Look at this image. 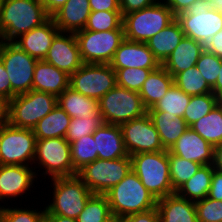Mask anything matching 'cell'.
<instances>
[{"label": "cell", "instance_id": "6da1fadb", "mask_svg": "<svg viewBox=\"0 0 222 222\" xmlns=\"http://www.w3.org/2000/svg\"><path fill=\"white\" fill-rule=\"evenodd\" d=\"M50 17L41 0H1L0 39L13 42Z\"/></svg>", "mask_w": 222, "mask_h": 222}, {"label": "cell", "instance_id": "7a4b0ae2", "mask_svg": "<svg viewBox=\"0 0 222 222\" xmlns=\"http://www.w3.org/2000/svg\"><path fill=\"white\" fill-rule=\"evenodd\" d=\"M105 195L115 217L146 212L157 206V199L145 188L133 170Z\"/></svg>", "mask_w": 222, "mask_h": 222}, {"label": "cell", "instance_id": "3957f363", "mask_svg": "<svg viewBox=\"0 0 222 222\" xmlns=\"http://www.w3.org/2000/svg\"><path fill=\"white\" fill-rule=\"evenodd\" d=\"M132 170L158 200L175 194L170 181L168 150L131 155Z\"/></svg>", "mask_w": 222, "mask_h": 222}, {"label": "cell", "instance_id": "277c9868", "mask_svg": "<svg viewBox=\"0 0 222 222\" xmlns=\"http://www.w3.org/2000/svg\"><path fill=\"white\" fill-rule=\"evenodd\" d=\"M175 19L176 16L167 4L158 0L153 5L123 16L125 39L146 43Z\"/></svg>", "mask_w": 222, "mask_h": 222}, {"label": "cell", "instance_id": "5b68a950", "mask_svg": "<svg viewBox=\"0 0 222 222\" xmlns=\"http://www.w3.org/2000/svg\"><path fill=\"white\" fill-rule=\"evenodd\" d=\"M53 198L44 206L46 215H61L77 219L92 191L77 176L52 178Z\"/></svg>", "mask_w": 222, "mask_h": 222}, {"label": "cell", "instance_id": "8992f818", "mask_svg": "<svg viewBox=\"0 0 222 222\" xmlns=\"http://www.w3.org/2000/svg\"><path fill=\"white\" fill-rule=\"evenodd\" d=\"M57 105V97L50 93L31 90L18 94L9 101L8 123L33 129Z\"/></svg>", "mask_w": 222, "mask_h": 222}, {"label": "cell", "instance_id": "52a82bcc", "mask_svg": "<svg viewBox=\"0 0 222 222\" xmlns=\"http://www.w3.org/2000/svg\"><path fill=\"white\" fill-rule=\"evenodd\" d=\"M186 37L204 46L222 30V12L213 9L208 0H196L190 7L176 16Z\"/></svg>", "mask_w": 222, "mask_h": 222}, {"label": "cell", "instance_id": "ba28073f", "mask_svg": "<svg viewBox=\"0 0 222 222\" xmlns=\"http://www.w3.org/2000/svg\"><path fill=\"white\" fill-rule=\"evenodd\" d=\"M132 170L131 157L96 159L77 172V176L93 194H105Z\"/></svg>", "mask_w": 222, "mask_h": 222}, {"label": "cell", "instance_id": "9c48e42d", "mask_svg": "<svg viewBox=\"0 0 222 222\" xmlns=\"http://www.w3.org/2000/svg\"><path fill=\"white\" fill-rule=\"evenodd\" d=\"M104 123L121 125L147 113L139 92L115 86L107 92L100 100Z\"/></svg>", "mask_w": 222, "mask_h": 222}, {"label": "cell", "instance_id": "30bf717a", "mask_svg": "<svg viewBox=\"0 0 222 222\" xmlns=\"http://www.w3.org/2000/svg\"><path fill=\"white\" fill-rule=\"evenodd\" d=\"M33 163H38L43 176L51 179L77 175L71 161L70 143L65 138L37 139Z\"/></svg>", "mask_w": 222, "mask_h": 222}, {"label": "cell", "instance_id": "8fae6325", "mask_svg": "<svg viewBox=\"0 0 222 222\" xmlns=\"http://www.w3.org/2000/svg\"><path fill=\"white\" fill-rule=\"evenodd\" d=\"M36 140L33 129L15 127L9 123L2 126L0 165L31 166L35 157Z\"/></svg>", "mask_w": 222, "mask_h": 222}, {"label": "cell", "instance_id": "7c38bea8", "mask_svg": "<svg viewBox=\"0 0 222 222\" xmlns=\"http://www.w3.org/2000/svg\"><path fill=\"white\" fill-rule=\"evenodd\" d=\"M2 61L12 88V98L33 90V75L38 59L30 56L13 42H0Z\"/></svg>", "mask_w": 222, "mask_h": 222}, {"label": "cell", "instance_id": "4fadbf2b", "mask_svg": "<svg viewBox=\"0 0 222 222\" xmlns=\"http://www.w3.org/2000/svg\"><path fill=\"white\" fill-rule=\"evenodd\" d=\"M75 36L83 62L94 64H109L125 40L124 30L96 32L83 29Z\"/></svg>", "mask_w": 222, "mask_h": 222}, {"label": "cell", "instance_id": "5bb4252c", "mask_svg": "<svg viewBox=\"0 0 222 222\" xmlns=\"http://www.w3.org/2000/svg\"><path fill=\"white\" fill-rule=\"evenodd\" d=\"M116 86V73L109 64L84 63L70 76V88L99 101Z\"/></svg>", "mask_w": 222, "mask_h": 222}, {"label": "cell", "instance_id": "9a60e30c", "mask_svg": "<svg viewBox=\"0 0 222 222\" xmlns=\"http://www.w3.org/2000/svg\"><path fill=\"white\" fill-rule=\"evenodd\" d=\"M129 156L166 150L148 113L120 125Z\"/></svg>", "mask_w": 222, "mask_h": 222}, {"label": "cell", "instance_id": "2e32d148", "mask_svg": "<svg viewBox=\"0 0 222 222\" xmlns=\"http://www.w3.org/2000/svg\"><path fill=\"white\" fill-rule=\"evenodd\" d=\"M44 61L70 76L75 73L84 64L75 33L59 32Z\"/></svg>", "mask_w": 222, "mask_h": 222}, {"label": "cell", "instance_id": "e0dca14e", "mask_svg": "<svg viewBox=\"0 0 222 222\" xmlns=\"http://www.w3.org/2000/svg\"><path fill=\"white\" fill-rule=\"evenodd\" d=\"M35 167L36 165L34 169L27 165H0V201L27 194L34 187L35 178L36 181L38 178Z\"/></svg>", "mask_w": 222, "mask_h": 222}, {"label": "cell", "instance_id": "ac0fdd59", "mask_svg": "<svg viewBox=\"0 0 222 222\" xmlns=\"http://www.w3.org/2000/svg\"><path fill=\"white\" fill-rule=\"evenodd\" d=\"M112 69L141 68L157 69L160 63L144 42L124 40L109 63Z\"/></svg>", "mask_w": 222, "mask_h": 222}, {"label": "cell", "instance_id": "d6986e66", "mask_svg": "<svg viewBox=\"0 0 222 222\" xmlns=\"http://www.w3.org/2000/svg\"><path fill=\"white\" fill-rule=\"evenodd\" d=\"M171 154L199 163L213 164L214 147L190 127L168 150Z\"/></svg>", "mask_w": 222, "mask_h": 222}, {"label": "cell", "instance_id": "ffe728a7", "mask_svg": "<svg viewBox=\"0 0 222 222\" xmlns=\"http://www.w3.org/2000/svg\"><path fill=\"white\" fill-rule=\"evenodd\" d=\"M60 32L52 17L45 23L20 35L13 41L30 56L44 60L55 36Z\"/></svg>", "mask_w": 222, "mask_h": 222}, {"label": "cell", "instance_id": "44dd1931", "mask_svg": "<svg viewBox=\"0 0 222 222\" xmlns=\"http://www.w3.org/2000/svg\"><path fill=\"white\" fill-rule=\"evenodd\" d=\"M90 14L89 0H67L51 17L60 32L76 33L85 28Z\"/></svg>", "mask_w": 222, "mask_h": 222}, {"label": "cell", "instance_id": "7402d4cb", "mask_svg": "<svg viewBox=\"0 0 222 222\" xmlns=\"http://www.w3.org/2000/svg\"><path fill=\"white\" fill-rule=\"evenodd\" d=\"M98 159H119L127 157L120 125L102 123L93 133Z\"/></svg>", "mask_w": 222, "mask_h": 222}, {"label": "cell", "instance_id": "603a6c76", "mask_svg": "<svg viewBox=\"0 0 222 222\" xmlns=\"http://www.w3.org/2000/svg\"><path fill=\"white\" fill-rule=\"evenodd\" d=\"M70 87V75L54 65L38 60L33 75V90L58 97Z\"/></svg>", "mask_w": 222, "mask_h": 222}, {"label": "cell", "instance_id": "cb8c5ba5", "mask_svg": "<svg viewBox=\"0 0 222 222\" xmlns=\"http://www.w3.org/2000/svg\"><path fill=\"white\" fill-rule=\"evenodd\" d=\"M204 50L202 43L184 36L162 66L174 78L178 73L194 67Z\"/></svg>", "mask_w": 222, "mask_h": 222}, {"label": "cell", "instance_id": "d4e9b609", "mask_svg": "<svg viewBox=\"0 0 222 222\" xmlns=\"http://www.w3.org/2000/svg\"><path fill=\"white\" fill-rule=\"evenodd\" d=\"M159 222H198L195 202L176 193L157 200Z\"/></svg>", "mask_w": 222, "mask_h": 222}, {"label": "cell", "instance_id": "484cf974", "mask_svg": "<svg viewBox=\"0 0 222 222\" xmlns=\"http://www.w3.org/2000/svg\"><path fill=\"white\" fill-rule=\"evenodd\" d=\"M57 104L71 118H102L99 101L67 88L57 97Z\"/></svg>", "mask_w": 222, "mask_h": 222}, {"label": "cell", "instance_id": "4316f807", "mask_svg": "<svg viewBox=\"0 0 222 222\" xmlns=\"http://www.w3.org/2000/svg\"><path fill=\"white\" fill-rule=\"evenodd\" d=\"M184 36L180 23L175 19L166 28L151 37L146 44L155 59L162 65Z\"/></svg>", "mask_w": 222, "mask_h": 222}, {"label": "cell", "instance_id": "83f0119b", "mask_svg": "<svg viewBox=\"0 0 222 222\" xmlns=\"http://www.w3.org/2000/svg\"><path fill=\"white\" fill-rule=\"evenodd\" d=\"M174 78L160 65L148 75L139 91L142 103L148 110L163 98L173 85Z\"/></svg>", "mask_w": 222, "mask_h": 222}, {"label": "cell", "instance_id": "f1b7e54d", "mask_svg": "<svg viewBox=\"0 0 222 222\" xmlns=\"http://www.w3.org/2000/svg\"><path fill=\"white\" fill-rule=\"evenodd\" d=\"M160 136L161 143L166 150L178 140L188 128L184 118L170 116L164 111H147Z\"/></svg>", "mask_w": 222, "mask_h": 222}, {"label": "cell", "instance_id": "f546056e", "mask_svg": "<svg viewBox=\"0 0 222 222\" xmlns=\"http://www.w3.org/2000/svg\"><path fill=\"white\" fill-rule=\"evenodd\" d=\"M71 117L57 104L33 128L36 139L65 138Z\"/></svg>", "mask_w": 222, "mask_h": 222}, {"label": "cell", "instance_id": "4dcf8cb0", "mask_svg": "<svg viewBox=\"0 0 222 222\" xmlns=\"http://www.w3.org/2000/svg\"><path fill=\"white\" fill-rule=\"evenodd\" d=\"M213 170L212 164L202 165L188 181L183 183L175 191V193L181 198L194 202L208 197Z\"/></svg>", "mask_w": 222, "mask_h": 222}, {"label": "cell", "instance_id": "1f68e13d", "mask_svg": "<svg viewBox=\"0 0 222 222\" xmlns=\"http://www.w3.org/2000/svg\"><path fill=\"white\" fill-rule=\"evenodd\" d=\"M190 128L213 147L222 144V101L207 115L193 123Z\"/></svg>", "mask_w": 222, "mask_h": 222}, {"label": "cell", "instance_id": "d6a6232c", "mask_svg": "<svg viewBox=\"0 0 222 222\" xmlns=\"http://www.w3.org/2000/svg\"><path fill=\"white\" fill-rule=\"evenodd\" d=\"M190 98V95L183 92L173 83L166 95L147 111H164L168 112L170 116L175 115L183 118L185 108L188 106Z\"/></svg>", "mask_w": 222, "mask_h": 222}, {"label": "cell", "instance_id": "836d02e7", "mask_svg": "<svg viewBox=\"0 0 222 222\" xmlns=\"http://www.w3.org/2000/svg\"><path fill=\"white\" fill-rule=\"evenodd\" d=\"M71 161L74 170L78 172L85 165L98 159L93 134L83 136L70 143Z\"/></svg>", "mask_w": 222, "mask_h": 222}, {"label": "cell", "instance_id": "e575fe53", "mask_svg": "<svg viewBox=\"0 0 222 222\" xmlns=\"http://www.w3.org/2000/svg\"><path fill=\"white\" fill-rule=\"evenodd\" d=\"M174 84L190 96L213 93L196 66L178 73L174 77Z\"/></svg>", "mask_w": 222, "mask_h": 222}, {"label": "cell", "instance_id": "d590c367", "mask_svg": "<svg viewBox=\"0 0 222 222\" xmlns=\"http://www.w3.org/2000/svg\"><path fill=\"white\" fill-rule=\"evenodd\" d=\"M105 194H93L77 217V222H105L112 217Z\"/></svg>", "mask_w": 222, "mask_h": 222}, {"label": "cell", "instance_id": "8d00e7d4", "mask_svg": "<svg viewBox=\"0 0 222 222\" xmlns=\"http://www.w3.org/2000/svg\"><path fill=\"white\" fill-rule=\"evenodd\" d=\"M170 181L176 191L183 183L188 181L202 166L199 163L181 158L168 151Z\"/></svg>", "mask_w": 222, "mask_h": 222}, {"label": "cell", "instance_id": "74e56055", "mask_svg": "<svg viewBox=\"0 0 222 222\" xmlns=\"http://www.w3.org/2000/svg\"><path fill=\"white\" fill-rule=\"evenodd\" d=\"M221 100L213 93L191 96L183 115L188 127L207 115Z\"/></svg>", "mask_w": 222, "mask_h": 222}, {"label": "cell", "instance_id": "f35d334b", "mask_svg": "<svg viewBox=\"0 0 222 222\" xmlns=\"http://www.w3.org/2000/svg\"><path fill=\"white\" fill-rule=\"evenodd\" d=\"M85 30L103 32L109 30H124L121 12L97 11L91 12Z\"/></svg>", "mask_w": 222, "mask_h": 222}, {"label": "cell", "instance_id": "ab89813d", "mask_svg": "<svg viewBox=\"0 0 222 222\" xmlns=\"http://www.w3.org/2000/svg\"><path fill=\"white\" fill-rule=\"evenodd\" d=\"M116 73V85L139 92L151 71L156 69L124 68L113 69Z\"/></svg>", "mask_w": 222, "mask_h": 222}, {"label": "cell", "instance_id": "60d3db41", "mask_svg": "<svg viewBox=\"0 0 222 222\" xmlns=\"http://www.w3.org/2000/svg\"><path fill=\"white\" fill-rule=\"evenodd\" d=\"M104 123L103 118H71L65 139L71 143L83 136L93 134Z\"/></svg>", "mask_w": 222, "mask_h": 222}, {"label": "cell", "instance_id": "b9f144b4", "mask_svg": "<svg viewBox=\"0 0 222 222\" xmlns=\"http://www.w3.org/2000/svg\"><path fill=\"white\" fill-rule=\"evenodd\" d=\"M221 61L222 58L204 50L196 62V68L211 88L216 84L219 70L221 69Z\"/></svg>", "mask_w": 222, "mask_h": 222}, {"label": "cell", "instance_id": "7bdbcfd3", "mask_svg": "<svg viewBox=\"0 0 222 222\" xmlns=\"http://www.w3.org/2000/svg\"><path fill=\"white\" fill-rule=\"evenodd\" d=\"M1 204V203H0ZM37 210V211H36ZM0 211L4 222H40L45 216V207L40 211L38 209H23L14 207H5V205H0Z\"/></svg>", "mask_w": 222, "mask_h": 222}, {"label": "cell", "instance_id": "ee69618b", "mask_svg": "<svg viewBox=\"0 0 222 222\" xmlns=\"http://www.w3.org/2000/svg\"><path fill=\"white\" fill-rule=\"evenodd\" d=\"M198 222H222V200L208 197L195 202Z\"/></svg>", "mask_w": 222, "mask_h": 222}, {"label": "cell", "instance_id": "f6af8a7d", "mask_svg": "<svg viewBox=\"0 0 222 222\" xmlns=\"http://www.w3.org/2000/svg\"><path fill=\"white\" fill-rule=\"evenodd\" d=\"M117 222H159L157 207L142 213L117 217Z\"/></svg>", "mask_w": 222, "mask_h": 222}, {"label": "cell", "instance_id": "bcb514c9", "mask_svg": "<svg viewBox=\"0 0 222 222\" xmlns=\"http://www.w3.org/2000/svg\"><path fill=\"white\" fill-rule=\"evenodd\" d=\"M158 0H120L121 13L124 16L130 12L138 11L153 5Z\"/></svg>", "mask_w": 222, "mask_h": 222}, {"label": "cell", "instance_id": "7dc6e473", "mask_svg": "<svg viewBox=\"0 0 222 222\" xmlns=\"http://www.w3.org/2000/svg\"><path fill=\"white\" fill-rule=\"evenodd\" d=\"M91 12H121L120 0H89Z\"/></svg>", "mask_w": 222, "mask_h": 222}, {"label": "cell", "instance_id": "c3c4849f", "mask_svg": "<svg viewBox=\"0 0 222 222\" xmlns=\"http://www.w3.org/2000/svg\"><path fill=\"white\" fill-rule=\"evenodd\" d=\"M208 198L222 200V173L215 169L213 170V175L211 178Z\"/></svg>", "mask_w": 222, "mask_h": 222}, {"label": "cell", "instance_id": "681fc988", "mask_svg": "<svg viewBox=\"0 0 222 222\" xmlns=\"http://www.w3.org/2000/svg\"><path fill=\"white\" fill-rule=\"evenodd\" d=\"M0 95L8 99H12V88L11 82L9 80V75L7 74L5 67L0 60Z\"/></svg>", "mask_w": 222, "mask_h": 222}, {"label": "cell", "instance_id": "f907efd6", "mask_svg": "<svg viewBox=\"0 0 222 222\" xmlns=\"http://www.w3.org/2000/svg\"><path fill=\"white\" fill-rule=\"evenodd\" d=\"M205 50L222 58V30L216 33L205 45Z\"/></svg>", "mask_w": 222, "mask_h": 222}, {"label": "cell", "instance_id": "816d5d0a", "mask_svg": "<svg viewBox=\"0 0 222 222\" xmlns=\"http://www.w3.org/2000/svg\"><path fill=\"white\" fill-rule=\"evenodd\" d=\"M172 10V13L177 16L179 13L186 11L191 4L196 0H163Z\"/></svg>", "mask_w": 222, "mask_h": 222}, {"label": "cell", "instance_id": "f5cc1de1", "mask_svg": "<svg viewBox=\"0 0 222 222\" xmlns=\"http://www.w3.org/2000/svg\"><path fill=\"white\" fill-rule=\"evenodd\" d=\"M67 0H41L46 9V12L52 16L55 12H57Z\"/></svg>", "mask_w": 222, "mask_h": 222}, {"label": "cell", "instance_id": "db71d44e", "mask_svg": "<svg viewBox=\"0 0 222 222\" xmlns=\"http://www.w3.org/2000/svg\"><path fill=\"white\" fill-rule=\"evenodd\" d=\"M9 100L0 95V128L8 123Z\"/></svg>", "mask_w": 222, "mask_h": 222}, {"label": "cell", "instance_id": "11a10c76", "mask_svg": "<svg viewBox=\"0 0 222 222\" xmlns=\"http://www.w3.org/2000/svg\"><path fill=\"white\" fill-rule=\"evenodd\" d=\"M213 168L222 173V144L214 147Z\"/></svg>", "mask_w": 222, "mask_h": 222}, {"label": "cell", "instance_id": "9f6ffc18", "mask_svg": "<svg viewBox=\"0 0 222 222\" xmlns=\"http://www.w3.org/2000/svg\"><path fill=\"white\" fill-rule=\"evenodd\" d=\"M213 94L216 95L222 101V61L221 69L219 70V75L217 77L216 84L212 87Z\"/></svg>", "mask_w": 222, "mask_h": 222}, {"label": "cell", "instance_id": "6f0895ef", "mask_svg": "<svg viewBox=\"0 0 222 222\" xmlns=\"http://www.w3.org/2000/svg\"><path fill=\"white\" fill-rule=\"evenodd\" d=\"M51 222H77L76 219L69 218V217H64L61 215H46Z\"/></svg>", "mask_w": 222, "mask_h": 222}, {"label": "cell", "instance_id": "680465c9", "mask_svg": "<svg viewBox=\"0 0 222 222\" xmlns=\"http://www.w3.org/2000/svg\"><path fill=\"white\" fill-rule=\"evenodd\" d=\"M208 1L212 4L214 10L222 12V0H208Z\"/></svg>", "mask_w": 222, "mask_h": 222}, {"label": "cell", "instance_id": "91938a15", "mask_svg": "<svg viewBox=\"0 0 222 222\" xmlns=\"http://www.w3.org/2000/svg\"><path fill=\"white\" fill-rule=\"evenodd\" d=\"M105 222H117V217L112 216L110 219L106 220Z\"/></svg>", "mask_w": 222, "mask_h": 222}, {"label": "cell", "instance_id": "94428289", "mask_svg": "<svg viewBox=\"0 0 222 222\" xmlns=\"http://www.w3.org/2000/svg\"><path fill=\"white\" fill-rule=\"evenodd\" d=\"M40 222H51V220L45 216Z\"/></svg>", "mask_w": 222, "mask_h": 222}, {"label": "cell", "instance_id": "6125c7cd", "mask_svg": "<svg viewBox=\"0 0 222 222\" xmlns=\"http://www.w3.org/2000/svg\"><path fill=\"white\" fill-rule=\"evenodd\" d=\"M0 222H4V221H3V218H2L1 211H0Z\"/></svg>", "mask_w": 222, "mask_h": 222}]
</instances>
